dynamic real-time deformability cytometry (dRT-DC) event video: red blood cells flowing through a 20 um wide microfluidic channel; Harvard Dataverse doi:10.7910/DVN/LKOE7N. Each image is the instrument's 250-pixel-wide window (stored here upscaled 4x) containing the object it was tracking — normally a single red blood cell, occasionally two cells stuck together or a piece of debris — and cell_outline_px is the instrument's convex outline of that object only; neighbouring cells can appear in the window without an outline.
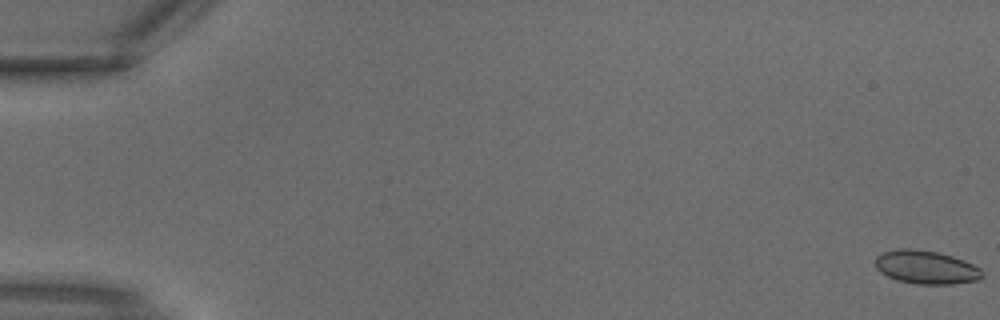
{"species": "common noctule bat (a hibernating species)", "species_latin": "Nyctalus noctula", "temperature_condition": "warm", "stored_images_in_passage": 5, "segment_of_instrument_passage": [1, 2], "camera_frame_rate_fps": 3000, "um_per_image_px": 0.085, "animal": {"sex": "male", "body_mass_g": 18.8}, "frame": {"image": 1, "passage_image": 1, "time_ms": 0.0, "image_size_px": [1000, 320], "cell_outline_px": [[984, 276], [976, 280], [952, 284], [916, 284], [896, 280], [880, 272], [876, 268], [876, 256], [884, 252], [900, 248], [912, 248], [936, 252], [952, 256], [964, 260], [980, 268]], "centroid_in_image_um": [78.71, 22.72], "position_along_channel_um": 6.3, "area_um2": 20.75}}